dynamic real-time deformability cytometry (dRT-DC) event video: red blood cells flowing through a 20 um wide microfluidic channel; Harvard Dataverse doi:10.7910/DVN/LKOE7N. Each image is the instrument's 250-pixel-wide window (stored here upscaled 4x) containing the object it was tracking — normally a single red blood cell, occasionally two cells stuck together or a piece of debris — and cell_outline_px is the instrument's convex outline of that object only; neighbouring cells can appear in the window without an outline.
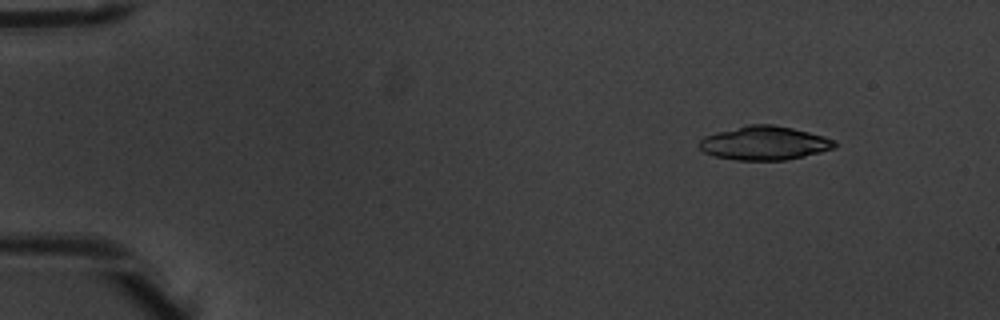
{"species": "common noctule bat (a hibernating species)", "species_latin": "Nyctalus noctula", "temperature_condition": "warm", "stored_images_in_passage": 5, "camera_frame_rate_fps": 3000, "um_per_image_px": 0.085, "animal": {"sex": "male", "body_mass_g": 20.1, "forearm_length_mm": 53.5}, "frame": {"image": 1, "passage_image": 2, "time_ms": 0.333, "image_size_px": [1000, 320], "cell_outline_px": [[836, 148], [788, 160], [736, 160], [716, 156], [704, 152], [696, 144], [704, 136], [716, 132], [748, 124], [772, 124], [792, 128], [824, 136], [836, 140]], "centroid_in_image_um": [64.97, 12.16], "position_along_channel_um": 20.0, "area_um2": 26.76}}
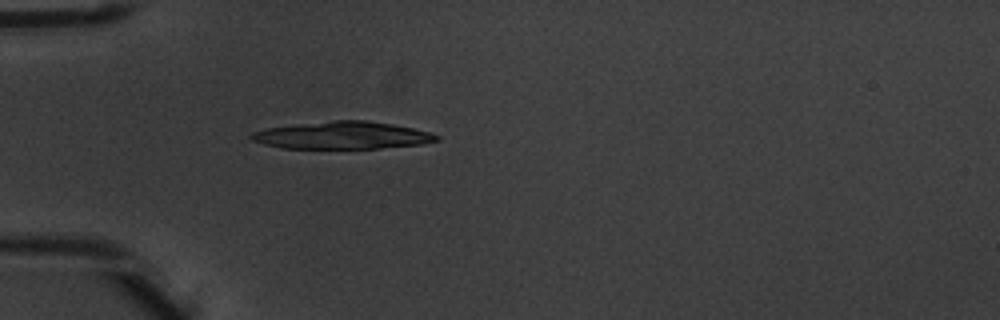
{"frame": {"image": 2, "passage_image": 5, "time_ms": 1.333, "image_size_px": [1000, 320], "cell_outline_px": [[440, 140], [420, 144], [380, 148], [280, 148], [264, 144], [252, 140], [248, 136], [252, 132], [268, 128], [332, 120], [364, 120], [392, 124], [412, 128], [428, 132], [440, 136]], "centroid_in_image_um": [29.09, 11.5], "position_along_channel_um": 55.9, "area_um2": 29.3}}